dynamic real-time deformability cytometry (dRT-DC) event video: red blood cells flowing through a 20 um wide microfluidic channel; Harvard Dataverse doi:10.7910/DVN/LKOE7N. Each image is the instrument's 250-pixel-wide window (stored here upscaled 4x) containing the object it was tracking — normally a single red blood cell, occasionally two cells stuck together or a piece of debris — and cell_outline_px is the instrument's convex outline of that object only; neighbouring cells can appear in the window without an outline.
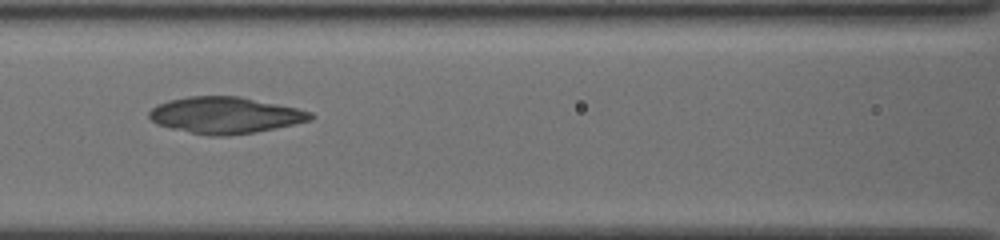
{"species": "common noctule bat (a hibernating species)", "species_latin": "Nyctalus noctula", "temperature_condition": "cold", "stored_images_in_passage": 41, "camera_frame_rate_fps": 3000, "um_per_image_px": 0.085, "animal": {"sex": "female", "body_mass_g": 19.5, "forearm_length_mm": 54.1}, "frame": {"image": 1, "passage_image": 13, "time_ms": 4.0, "image_size_px": [1000, 240], "cell_outline_px": [[312, 116], [308, 120], [292, 124], [252, 132], [224, 136], [208, 136], [172, 128], [160, 124], [152, 120], [148, 116], [148, 112], [156, 104], [168, 100], [188, 96], [240, 96], [296, 108], [312, 112]], "centroid_in_image_um": [19.07, 9.77], "position_along_channel_um": 147.5, "area_um2": 33.76}}
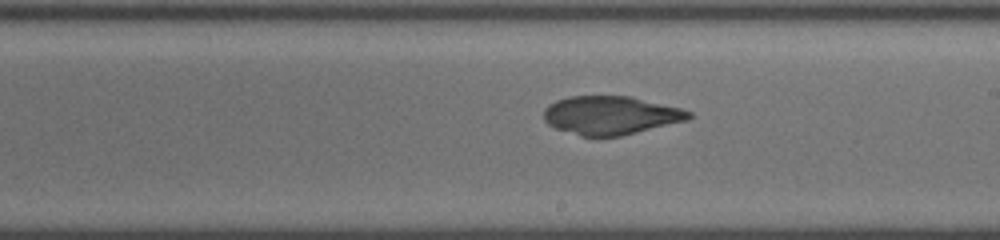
{"frame": {"image": 2, "passage_image": 20, "time_ms": 6.333, "image_size_px": [1000, 240], "cell_outline_px": [[692, 116], [688, 120], [620, 136], [580, 136], [556, 128], [548, 124], [544, 120], [544, 108], [548, 104], [556, 100], [568, 96], [632, 96], [680, 108], [692, 112]], "centroid_in_image_um": [51.89, 9.79], "position_along_channel_um": 237.1, "area_um2": 32.54}}
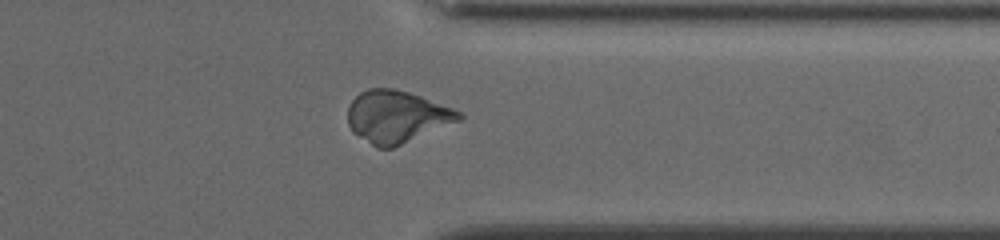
{"frame": {"image": 3, "passage_image": 31, "time_ms": 10.0, "image_size_px": [1000, 240], "cell_outline_px": [[464, 116], [460, 120], [392, 148], [376, 148], [352, 132], [348, 124], [348, 108], [352, 100], [360, 92], [368, 88], [396, 88], [420, 96], [452, 108], [460, 112]], "centroid_in_image_um": [33.68, 9.91], "position_along_channel_um": 377.7, "area_um2": 33.58}}